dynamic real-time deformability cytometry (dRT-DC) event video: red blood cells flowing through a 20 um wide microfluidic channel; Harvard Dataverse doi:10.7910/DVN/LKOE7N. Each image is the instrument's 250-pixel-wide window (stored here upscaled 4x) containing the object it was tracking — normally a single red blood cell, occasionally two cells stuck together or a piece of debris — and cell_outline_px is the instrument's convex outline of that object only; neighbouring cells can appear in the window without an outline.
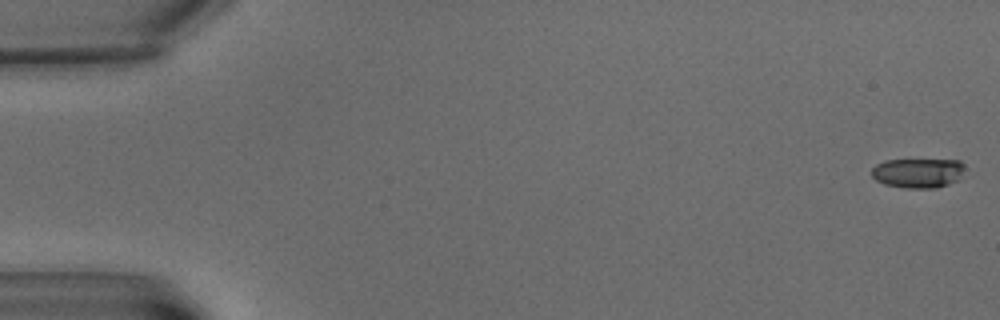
{"species": "common noctule bat (a hibernating species)", "species_latin": "Nyctalus noctula", "temperature_condition": "warm", "stored_images_in_passage": 8, "camera_frame_rate_fps": 3000, "um_per_image_px": 0.085, "animal": {"sex": "male", "body_mass_g": 15.6}, "frame": {"image": 1, "passage_image": 1, "time_ms": 0.0, "image_size_px": [1000, 320], "cell_outline_px": [[964, 168], [960, 180], [936, 188], [904, 188], [884, 184], [876, 180], [872, 176], [872, 168], [876, 164], [884, 160], [960, 160], [964, 164]], "centroid_in_image_um": [78.04, 14.7], "position_along_channel_um": 7.0, "area_um2": 16.24}}
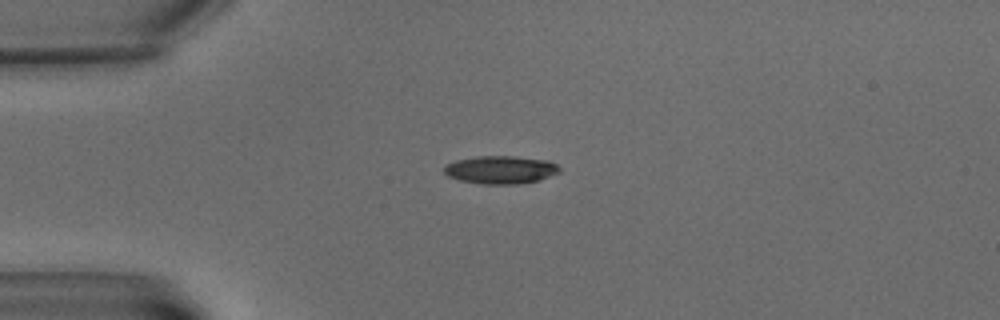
{"frame": {"image": 2, "passage_image": 6, "time_ms": 5.667, "image_size_px": [1000, 320], "cell_outline_px": [[560, 172], [540, 180], [520, 184], [480, 184], [460, 180], [448, 176], [444, 172], [444, 164], [456, 160], [476, 156], [516, 156], [548, 160], [556, 164], [560, 168]], "centroid_in_image_um": [42.55, 14.43], "position_along_channel_um": 42.4, "area_um2": 19.02}}